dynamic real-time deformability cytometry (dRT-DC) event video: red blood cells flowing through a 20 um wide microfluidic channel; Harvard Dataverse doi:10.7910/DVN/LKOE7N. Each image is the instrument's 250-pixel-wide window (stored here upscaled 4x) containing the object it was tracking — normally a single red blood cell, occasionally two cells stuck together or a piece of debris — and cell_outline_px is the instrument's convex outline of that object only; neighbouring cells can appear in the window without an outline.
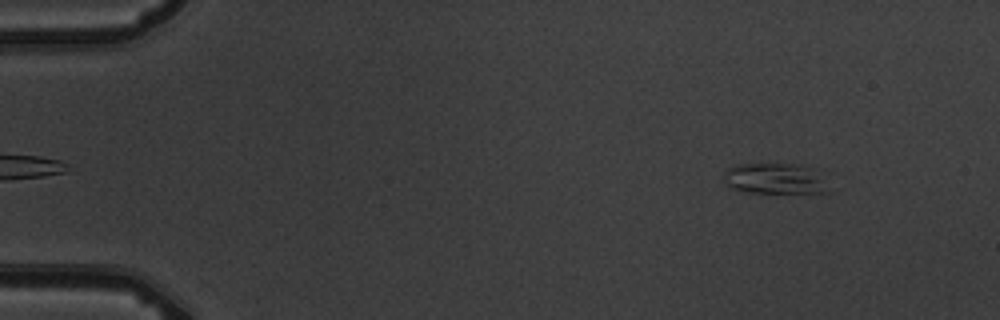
{"species": "common noctule bat (a hibernating species)", "species_latin": "Nyctalus noctula", "temperature_condition": "warm", "stored_images_in_passage": 4, "camera_frame_rate_fps": 3000, "um_per_image_px": 0.085, "animal": {"sex": "male", "body_mass_g": 19.5, "forearm_length_mm": 54.6}, "frame": {"image": 1, "passage_image": 1, "time_ms": 0.0, "image_size_px": [1000, 320], "cell_outline_px": [[832, 188], [828, 192], [748, 192], [732, 188], [724, 184], [724, 172], [728, 168], [736, 164], [800, 164], [808, 168]], "centroid_in_image_um": [65.79, 15.18], "position_along_channel_um": 19.2, "area_um2": 18.38}}
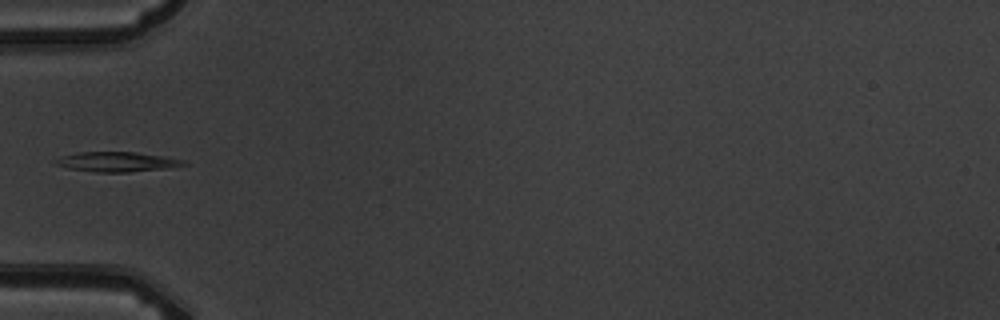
{"frame": {"image": 2, "passage_image": 4, "time_ms": 4.333, "image_size_px": [1000, 320], "cell_outline_px": [[188, 164], [168, 168], [128, 172], [96, 172], [68, 168], [52, 164], [52, 160], [64, 156], [80, 152], [136, 152], [184, 160]], "centroid_in_image_um": [9.89, 13.76], "position_along_channel_um": 75.1, "area_um2": 14.68}}